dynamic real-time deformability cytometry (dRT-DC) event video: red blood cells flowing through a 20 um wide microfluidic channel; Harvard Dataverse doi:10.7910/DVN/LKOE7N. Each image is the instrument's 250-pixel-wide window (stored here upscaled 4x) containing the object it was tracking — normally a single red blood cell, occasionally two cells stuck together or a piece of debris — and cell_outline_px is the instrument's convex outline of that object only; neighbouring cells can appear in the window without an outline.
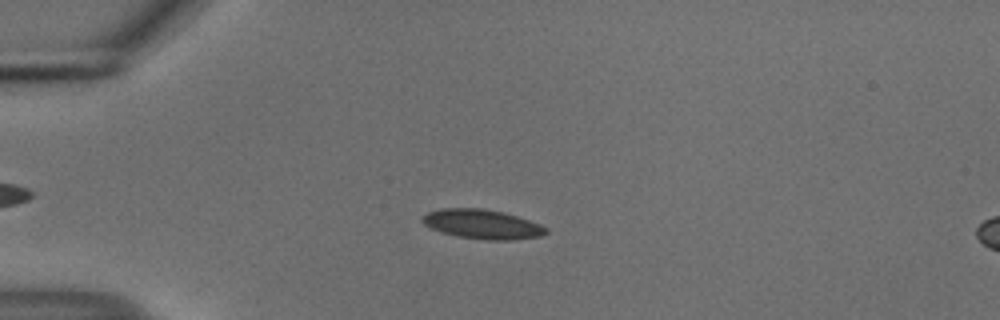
{"species": "common noctule bat (a hibernating species)", "species_latin": "Nyctalus noctula", "temperature_condition": "cold", "stored_images_in_passage": 54, "camera_frame_rate_fps": 3000, "um_per_image_px": 0.085, "animal": {"sex": "male", "body_mass_g": 18.8}, "frame": {"image": 1, "passage_image": 14, "time_ms": 4.333, "image_size_px": [1000, 320], "cell_outline_px": [[548, 232], [540, 236], [512, 240], [484, 240], [460, 236], [444, 232], [432, 228], [424, 224], [420, 220], [428, 212], [440, 208], [484, 208], [504, 212], [540, 224], [548, 228]], "centroid_in_image_um": [41.01, 19.05], "position_along_channel_um": 44.0, "area_um2": 21.04}}
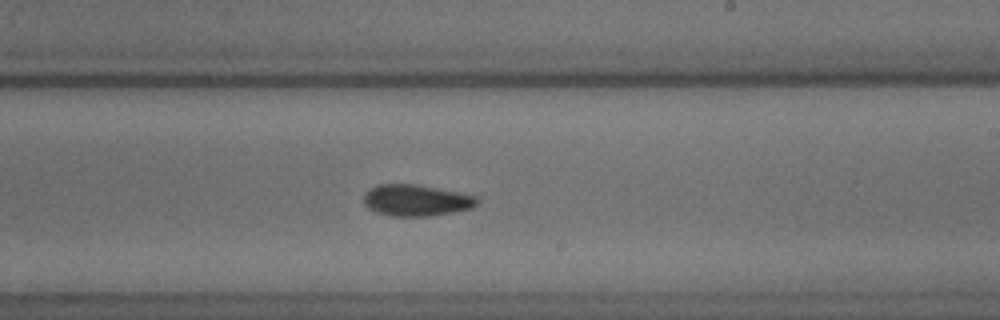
{"frame": {"image": 2, "passage_image": 33, "time_ms": 10.667, "image_size_px": [1000, 320], "cell_outline_px": [[480, 200], [472, 208], [432, 216], [388, 216], [376, 212], [368, 208], [364, 204], [364, 196], [376, 184], [416, 184], [460, 192], [476, 196]], "centroid_in_image_um": [35.39, 17.03], "position_along_channel_um": 253.6, "area_um2": 20.81}}
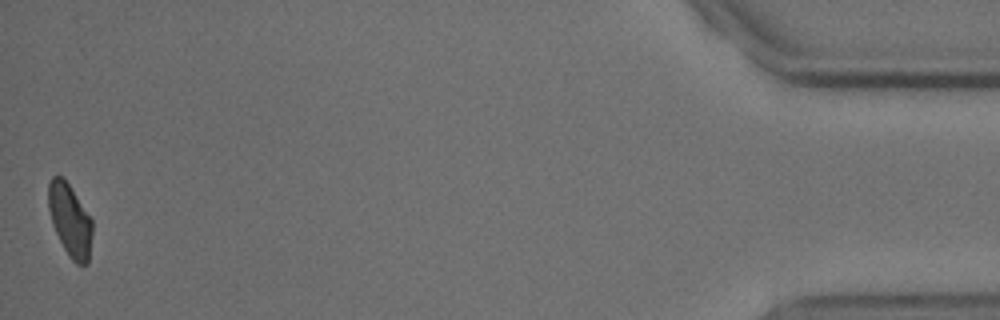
{"frame": {"image": 3, "passage_image": 54, "time_ms": 17.667, "image_size_px": [1000, 320], "cell_outline_px": [[92, 232], [88, 264], [76, 264], [68, 256], [52, 224], [48, 208], [48, 184], [52, 176], [60, 176], [68, 184], [92, 220]], "centroid_in_image_um": [5.93, 18.74], "position_along_channel_um": 429.3, "area_um2": 18.26}, "authors_computed_cell_mechanics": {"area_um2": 20.2589, "velocity_mm_per_s": 3.7284, "shape_relaxation_time_tau1_ms": 9.6612, "shape_relaxation_time_tau2_ms": null, "deformation_change_tau1": 0.1315, "deformation_change_tau2": null}}